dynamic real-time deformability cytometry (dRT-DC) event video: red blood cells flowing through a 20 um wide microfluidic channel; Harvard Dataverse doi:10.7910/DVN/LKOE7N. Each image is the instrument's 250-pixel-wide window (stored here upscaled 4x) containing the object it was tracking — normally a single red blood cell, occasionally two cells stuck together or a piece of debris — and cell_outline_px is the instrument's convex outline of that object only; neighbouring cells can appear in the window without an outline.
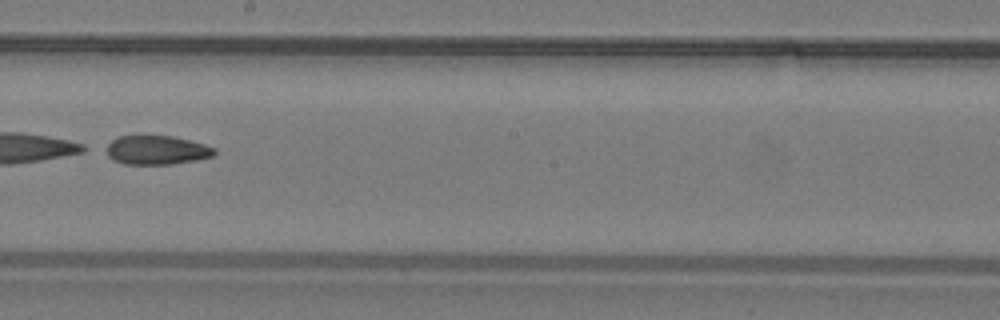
{"species": "common noctule bat (a hibernating species)", "species_latin": "Nyctalus noctula", "temperature_condition": "warm", "stored_images_in_passage": 36, "camera_frame_rate_fps": 3000, "um_per_image_px": 0.085, "animal": {"sex": "male", "body_mass_g": 19.2, "forearm_length_mm": 51.8}, "frame": {"image": 1, "passage_image": 21, "time_ms": 6.667, "image_size_px": [1000, 320], "cell_outline_px": [[216, 152], [212, 156], [196, 160], [172, 164], [124, 164], [112, 160], [100, 148], [112, 140], [120, 136], [172, 136], [204, 144], [216, 148]], "centroid_in_image_um": [13.24, 12.76], "position_along_channel_um": 235.0, "area_um2": 18.5}}